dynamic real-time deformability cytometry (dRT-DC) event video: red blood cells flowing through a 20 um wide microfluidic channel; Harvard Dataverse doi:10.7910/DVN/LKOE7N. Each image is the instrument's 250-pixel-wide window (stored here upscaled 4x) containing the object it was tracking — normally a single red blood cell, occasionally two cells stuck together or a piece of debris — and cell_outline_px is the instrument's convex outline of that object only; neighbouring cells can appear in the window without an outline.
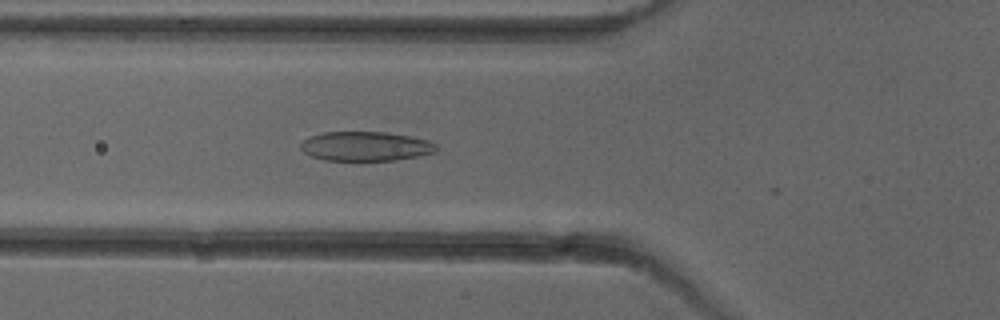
{"species": "common noctule bat (a hibernating species)", "species_latin": "Nyctalus noctula", "temperature_condition": "cold", "stored_images_in_passage": 11, "camera_frame_rate_fps": 3000, "um_per_image_px": 0.085, "animal": {"sex": "female"}, "frame": {"image": 1, "passage_image": 10, "time_ms": 3.0, "image_size_px": [1000, 320], "cell_outline_px": [[436, 152], [396, 160], [324, 160], [312, 156], [304, 152], [300, 148], [300, 144], [304, 140], [312, 136], [324, 132], [384, 132], [408, 136], [428, 140], [436, 144]], "centroid_in_image_um": [31.07, 12.43], "position_along_channel_um": 94.7, "area_um2": 22.95}}